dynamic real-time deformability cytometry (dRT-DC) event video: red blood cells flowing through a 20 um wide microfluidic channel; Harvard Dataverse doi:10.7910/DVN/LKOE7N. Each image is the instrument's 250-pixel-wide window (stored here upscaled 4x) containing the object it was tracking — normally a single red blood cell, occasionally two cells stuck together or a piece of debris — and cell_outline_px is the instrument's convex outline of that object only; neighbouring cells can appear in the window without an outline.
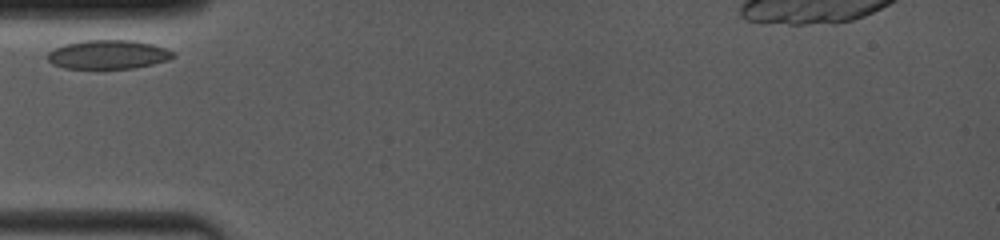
{"species": "common noctule bat (a hibernating species)", "species_latin": "Nyctalus noctula", "temperature_condition": "room temperature", "stored_images_in_passage": 21, "camera_frame_rate_fps": 4000, "um_per_image_px": 0.085, "animal": {"sex": "female", "body_mass_g": 19.0, "forearm_length_mm": 53.3}, "frame": {"image": 1, "passage_image": 1, "time_ms": 0.0, "image_size_px": [1000, 240], "cell_outline_px": [[176, 56], [168, 60], [136, 68], [64, 68], [52, 64], [48, 60], [48, 52], [64, 44], [84, 40], [132, 40], [152, 44], [176, 52]], "centroid_in_image_um": [9.22, 4.63], "position_along_channel_um": 75.8, "area_um2": 21.15}}
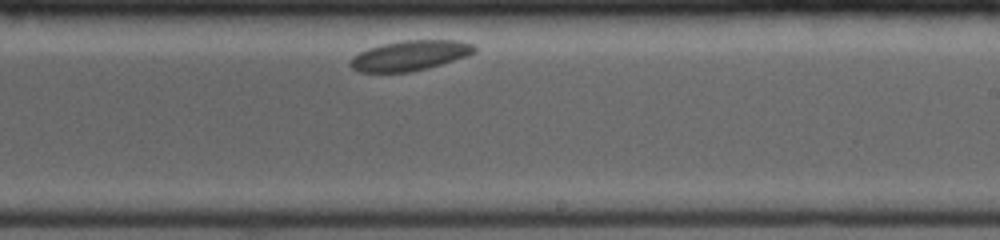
{"frame": {"image": 2, "passage_image": 12, "time_ms": 5.25, "image_size_px": [1000, 240], "cell_outline_px": [[476, 52], [468, 56], [428, 68], [408, 72], [360, 72], [352, 68], [348, 64], [352, 56], [368, 48], [380, 44], [404, 40], [460, 40], [472, 44], [476, 48]], "centroid_in_image_um": [34.84, 4.71], "position_along_channel_um": 254.2, "area_um2": 21.91}}
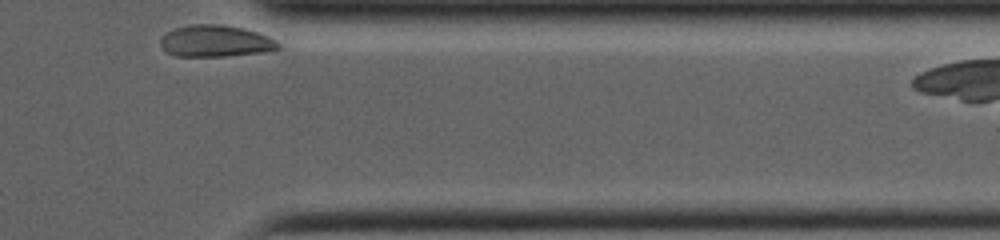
{"frame": {"image": 3, "passage_image": 21, "time_ms": 9.25, "image_size_px": [1000, 240], "cell_outline_px": [[280, 48], [264, 52], [224, 56], [176, 56], [164, 52], [160, 44], [160, 40], [168, 32], [176, 28], [192, 24], [220, 24], [244, 28], [268, 36], [276, 40], [280, 44]], "centroid_in_image_um": [18.32, 3.49], "position_along_channel_um": 393.1, "area_um2": 21.73}}